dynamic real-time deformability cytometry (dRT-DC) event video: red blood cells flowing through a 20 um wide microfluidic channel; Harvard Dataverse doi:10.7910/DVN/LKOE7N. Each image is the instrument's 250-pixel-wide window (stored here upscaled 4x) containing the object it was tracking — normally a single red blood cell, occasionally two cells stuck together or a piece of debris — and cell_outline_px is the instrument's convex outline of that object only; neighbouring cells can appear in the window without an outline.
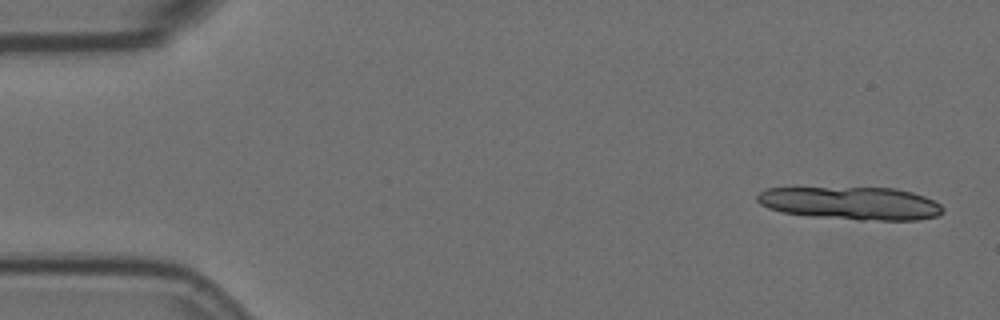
{"species": "Egyptian fruit bat (a non-hibernating species)", "species_latin": "Rousettus aegyptiacus", "temperature_condition": "room temperature", "stored_images_in_passage": 2, "camera_frame_rate_fps": 3000, "um_per_image_px": 0.085, "animal": {"sex": "female"}, "frame": {"image": 1, "passage_image": 1, "time_ms": 0.0, "image_size_px": [1000, 320], "cell_outline_px": [[944, 212], [940, 216], [916, 220], [860, 220], [812, 216], [784, 212], [768, 208], [760, 204], [756, 200], [756, 196], [760, 192], [768, 188], [896, 188], [912, 192], [924, 196], [940, 204], [944, 208]], "centroid_in_image_um": [72.38, 17.28], "position_along_channel_um": 12.6, "area_um2": 35.6}}